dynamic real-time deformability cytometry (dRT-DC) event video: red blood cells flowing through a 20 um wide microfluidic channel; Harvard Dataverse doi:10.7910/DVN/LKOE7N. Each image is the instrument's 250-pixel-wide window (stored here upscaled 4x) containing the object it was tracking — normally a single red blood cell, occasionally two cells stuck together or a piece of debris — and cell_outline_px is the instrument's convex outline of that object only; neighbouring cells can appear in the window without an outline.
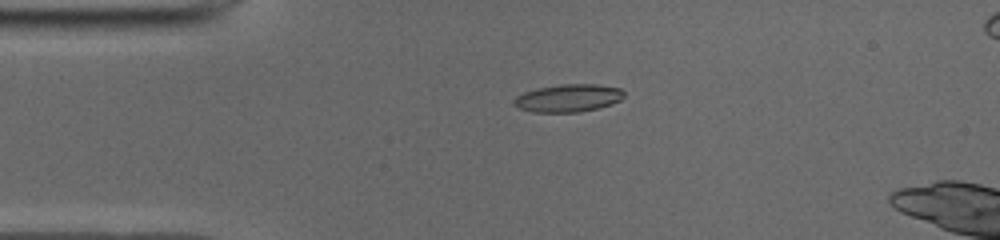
{"species": "common noctule bat (a hibernating species)", "species_latin": "Nyctalus noctula", "temperature_condition": "cold", "stored_images_in_passage": 6, "camera_frame_rate_fps": 3000, "um_per_image_px": 0.085, "animal": {"sex": "male", "body_mass_g": 19.0, "forearm_length_mm": 50.8}, "frame": {"image": 1, "passage_image": 2, "time_ms": 0.333, "image_size_px": [1000, 240], "cell_outline_px": [[624, 96], [620, 100], [612, 104], [580, 112], [532, 112], [520, 108], [512, 104], [512, 100], [516, 96], [524, 92], [536, 88], [560, 84], [596, 84], [620, 88], [624, 92]], "centroid_in_image_um": [48.27, 8.33], "position_along_channel_um": 36.7, "area_um2": 17.86}}